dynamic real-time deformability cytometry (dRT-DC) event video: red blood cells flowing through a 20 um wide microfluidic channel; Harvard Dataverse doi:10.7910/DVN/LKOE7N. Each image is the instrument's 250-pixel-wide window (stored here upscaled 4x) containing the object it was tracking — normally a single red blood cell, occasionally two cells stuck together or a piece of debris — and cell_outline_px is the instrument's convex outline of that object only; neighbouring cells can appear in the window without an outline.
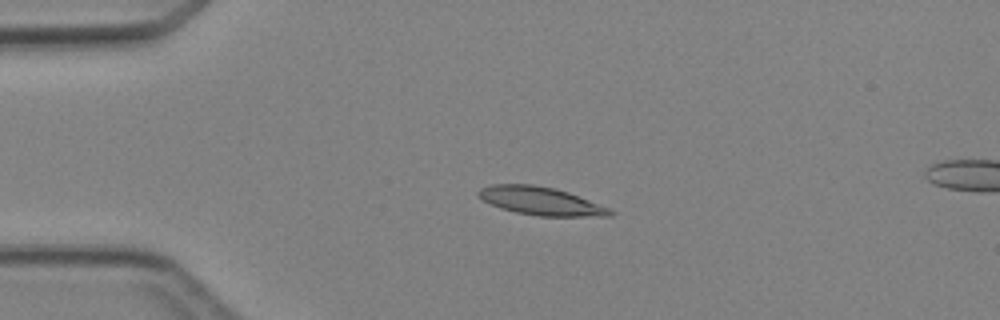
{"species": "Egyptian fruit bat (a non-hibernating species)", "species_latin": "Rousettus aegyptiacus", "temperature_condition": "cold", "stored_images_in_passage": 5, "camera_frame_rate_fps": 3000, "um_per_image_px": 0.085, "animal": {"sex": "female"}, "frame": {"image": 1, "passage_image": 4, "time_ms": 3.333, "image_size_px": [1000, 320], "cell_outline_px": [[616, 212], [612, 216], [540, 216], [516, 212], [500, 208], [476, 196], [476, 192], [480, 188], [492, 184], [532, 184], [556, 188], [568, 192], [612, 208]], "centroid_in_image_um": [46.0, 17.08], "position_along_channel_um": 39.0, "area_um2": 21.79}}